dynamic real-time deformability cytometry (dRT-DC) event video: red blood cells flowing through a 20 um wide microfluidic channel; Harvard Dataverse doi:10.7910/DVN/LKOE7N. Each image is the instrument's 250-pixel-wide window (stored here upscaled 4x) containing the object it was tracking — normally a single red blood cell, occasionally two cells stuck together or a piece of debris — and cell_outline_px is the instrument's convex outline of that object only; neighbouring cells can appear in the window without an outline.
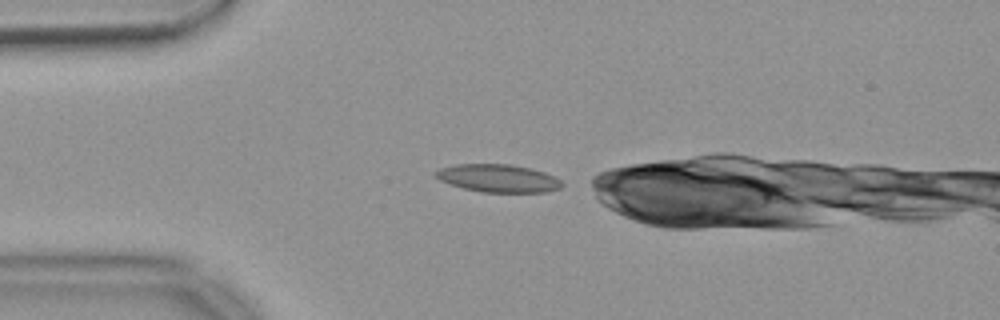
{"species": "common noctule bat (a hibernating species)", "species_latin": "Nyctalus noctula", "temperature_condition": "warm", "stored_images_in_passage": 38, "camera_frame_rate_fps": 3000, "um_per_image_px": 0.085, "animal": {"sex": "female", "body_mass_g": 18.4}, "frame": {"image": 1, "passage_image": 1, "time_ms": 0.0, "image_size_px": [1000, 320], "cell_outline_px": [[564, 184], [560, 188], [548, 192], [480, 192], [464, 188], [440, 180], [432, 176], [432, 172], [440, 168], [456, 164], [512, 164], [532, 168], [556, 176]], "centroid_in_image_um": [42.35, 15.14], "position_along_channel_um": 42.7, "area_um2": 20.75}}
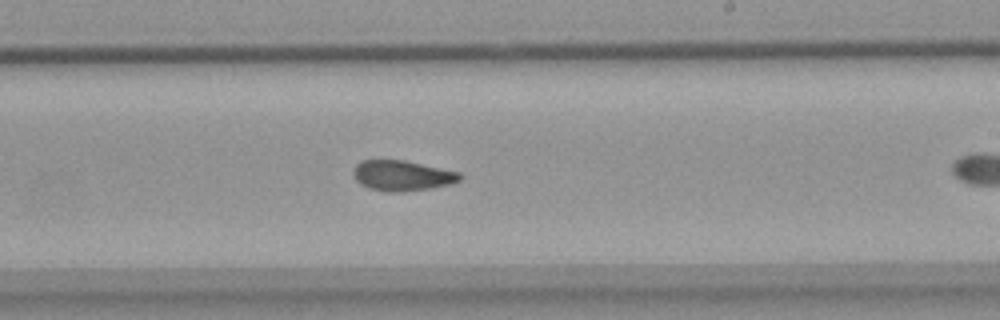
{"frame": {"image": 2, "passage_image": 20, "time_ms": 6.333, "image_size_px": [1000, 320], "cell_outline_px": [[464, 176], [460, 180], [448, 184], [428, 188], [404, 192], [388, 192], [368, 188], [360, 184], [356, 180], [352, 172], [352, 168], [360, 160], [404, 160], [460, 172]], "centroid_in_image_um": [34.15, 14.92], "position_along_channel_um": 254.9, "area_um2": 18.96}}
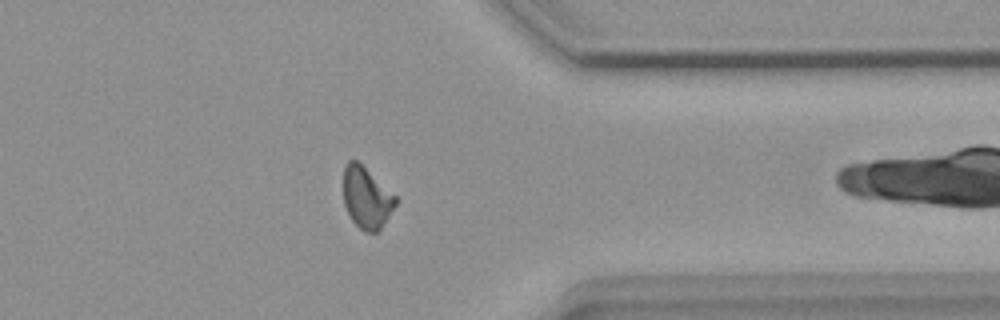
{"frame": {"image": 3, "passage_image": 31, "time_ms": 10.0, "image_size_px": [1000, 320], "cell_outline_px": [[396, 204], [380, 228], [376, 232], [364, 232], [352, 220], [344, 204], [344, 164], [348, 160], [356, 160], [396, 196]], "centroid_in_image_um": [31.13, 16.8], "position_along_channel_um": 380.3, "area_um2": 18.21}, "authors_computed_cell_mechanics": {"area_um2": 19.0162, "velocity_mm_per_s": 3.6762, "shape_relaxation_time_tau1_ms": null, "shape_relaxation_time_tau2_ms": 2.8798, "deformation_change_tau1": null, "deformation_change_tau2": 0.0988}}